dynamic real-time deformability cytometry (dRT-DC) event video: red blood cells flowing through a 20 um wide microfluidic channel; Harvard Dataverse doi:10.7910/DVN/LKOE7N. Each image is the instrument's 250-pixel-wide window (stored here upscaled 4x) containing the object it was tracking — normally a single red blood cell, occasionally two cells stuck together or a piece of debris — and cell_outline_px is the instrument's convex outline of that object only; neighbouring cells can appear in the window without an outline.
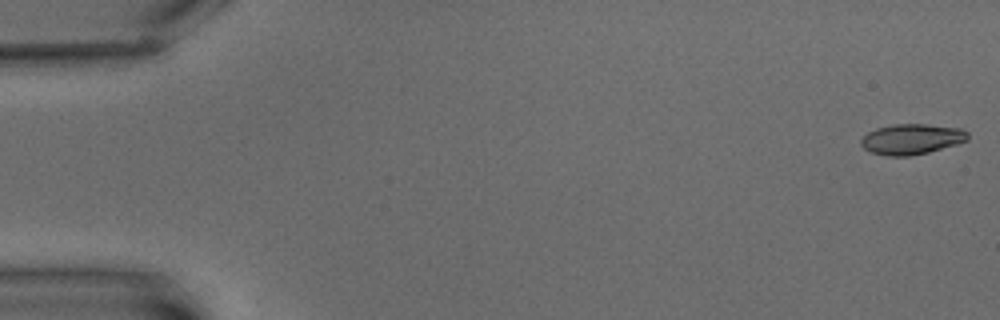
{"species": "common noctule bat (a hibernating species)", "species_latin": "Nyctalus noctula", "temperature_condition": "warm", "stored_images_in_passage": 5, "camera_frame_rate_fps": 3000, "um_per_image_px": 0.085, "animal": {"sex": "male", "body_mass_g": 15.6}, "frame": {"image": 1, "passage_image": 1, "time_ms": 0.0, "image_size_px": [1000, 320], "cell_outline_px": [[968, 140], [956, 144], [928, 152], [908, 156], [888, 156], [872, 152], [864, 148], [860, 144], [860, 140], [868, 132], [876, 128], [896, 124], [924, 124], [960, 128], [968, 132]], "centroid_in_image_um": [77.48, 11.82], "position_along_channel_um": 7.5, "area_um2": 18.79}}
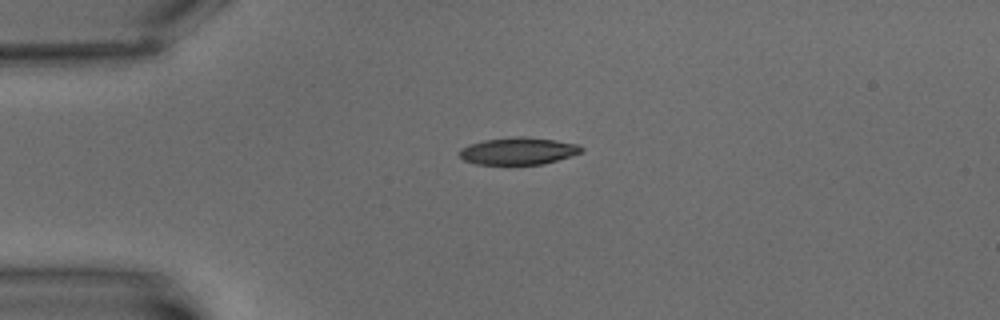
{"frame": {"image": 2, "passage_image": 4, "time_ms": 5.0, "image_size_px": [1000, 320], "cell_outline_px": [[584, 152], [572, 156], [544, 164], [476, 164], [464, 160], [460, 156], [460, 148], [468, 144], [484, 140], [508, 136], [524, 136], [556, 140], [580, 144], [584, 148]], "centroid_in_image_um": [44.1, 12.82], "position_along_channel_um": 40.9, "area_um2": 19.65}}